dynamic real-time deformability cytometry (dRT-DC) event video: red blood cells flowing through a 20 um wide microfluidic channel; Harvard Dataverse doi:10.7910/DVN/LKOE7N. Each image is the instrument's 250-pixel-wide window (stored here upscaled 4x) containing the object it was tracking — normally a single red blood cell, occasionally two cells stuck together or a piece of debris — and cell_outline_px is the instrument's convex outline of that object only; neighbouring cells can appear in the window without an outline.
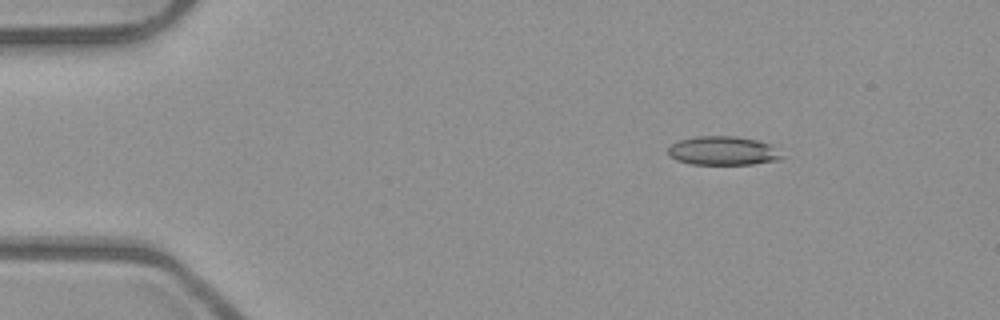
{"species": "common noctule bat (a hibernating species)", "species_latin": "Nyctalus noctula", "temperature_condition": "room temperature", "stored_images_in_passage": 6, "camera_frame_rate_fps": 3000, "um_per_image_px": 0.085, "animal": {"sex": "male", "body_mass_g": 23.1, "forearm_length_mm": 52.7}, "frame": {"image": 1, "passage_image": 3, "time_ms": 0.667, "image_size_px": [1000, 320], "cell_outline_px": [[784, 156], [776, 160], [752, 164], [692, 164], [676, 160], [668, 156], [668, 148], [672, 144], [680, 140], [696, 136], [736, 136], [756, 140], [772, 144]], "centroid_in_image_um": [61.45, 12.81], "position_along_channel_um": 23.6, "area_um2": 19.13}}
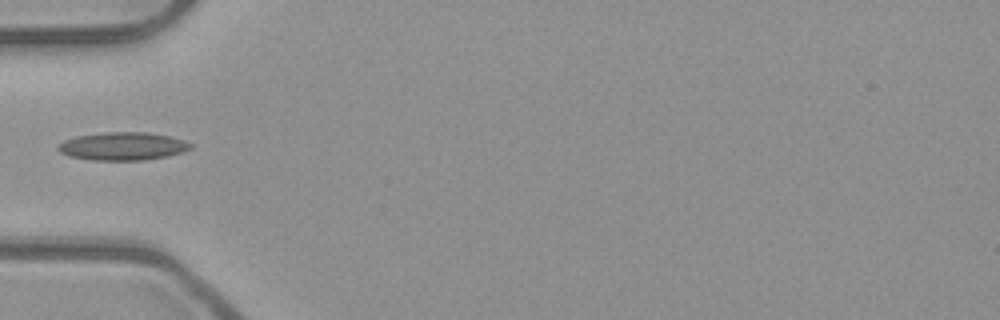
{"frame": {"image": 2, "passage_image": 6, "time_ms": 1.667, "image_size_px": [1000, 320], "cell_outline_px": [[192, 148], [184, 152], [168, 156], [144, 160], [92, 160], [68, 156], [60, 152], [56, 148], [64, 140], [76, 136], [108, 132], [144, 132], [168, 136], [184, 140], [192, 144]], "centroid_in_image_um": [10.44, 12.43], "position_along_channel_um": 74.6, "area_um2": 21.62}}